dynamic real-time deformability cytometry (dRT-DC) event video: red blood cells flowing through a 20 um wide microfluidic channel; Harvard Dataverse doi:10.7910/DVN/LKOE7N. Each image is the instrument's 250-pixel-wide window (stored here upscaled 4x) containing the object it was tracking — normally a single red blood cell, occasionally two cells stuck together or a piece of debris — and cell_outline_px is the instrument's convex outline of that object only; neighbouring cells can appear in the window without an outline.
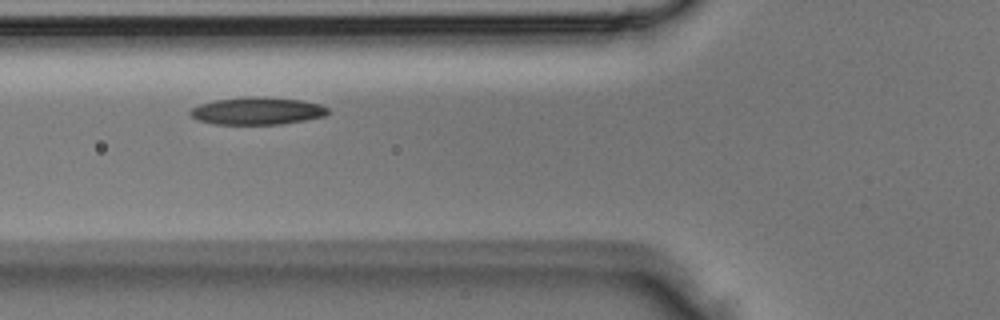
{"species": "Egyptian fruit bat (a non-hibernating species)", "species_latin": "Rousettus aegyptiacus", "temperature_condition": "room temperature", "stored_images_in_passage": 4, "camera_frame_rate_fps": 3000, "um_per_image_px": 0.085, "animal": {"sex": "male"}, "frame": {"image": 1, "passage_image": 4, "time_ms": 1.0, "image_size_px": [1000, 320], "cell_outline_px": [[328, 112], [324, 116], [304, 120], [280, 124], [216, 124], [200, 120], [192, 116], [188, 112], [192, 108], [200, 104], [216, 100], [244, 96], [264, 96], [304, 100], [320, 104], [328, 108]], "centroid_in_image_um": [21.88, 9.41], "position_along_channel_um": 103.9, "area_um2": 22.02}}